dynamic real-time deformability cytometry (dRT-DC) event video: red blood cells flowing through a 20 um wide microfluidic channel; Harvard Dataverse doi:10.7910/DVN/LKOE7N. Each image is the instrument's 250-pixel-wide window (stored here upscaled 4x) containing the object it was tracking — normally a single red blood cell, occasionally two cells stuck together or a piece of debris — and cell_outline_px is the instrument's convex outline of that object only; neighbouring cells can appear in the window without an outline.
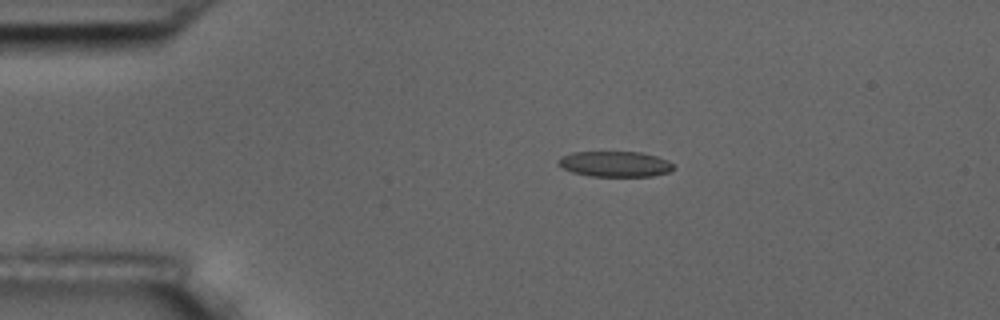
{"species": "common noctule bat (a hibernating species)", "species_latin": "Nyctalus noctula", "temperature_condition": "room temperature", "stored_images_in_passage": 15, "camera_frame_rate_fps": 3000, "um_per_image_px": 0.085, "animal": {"sex": "male", "body_mass_g": 17.5, "forearm_length_mm": 52.3}, "frame": {"image": 1, "passage_image": 3, "time_ms": 3.333, "image_size_px": [1000, 320], "cell_outline_px": [[672, 168], [668, 172], [652, 176], [588, 176], [572, 172], [556, 164], [556, 160], [560, 156], [572, 152], [640, 152], [656, 156], [668, 160], [672, 164]], "centroid_in_image_um": [52.21, 13.93], "position_along_channel_um": 32.8, "area_um2": 17.17}}
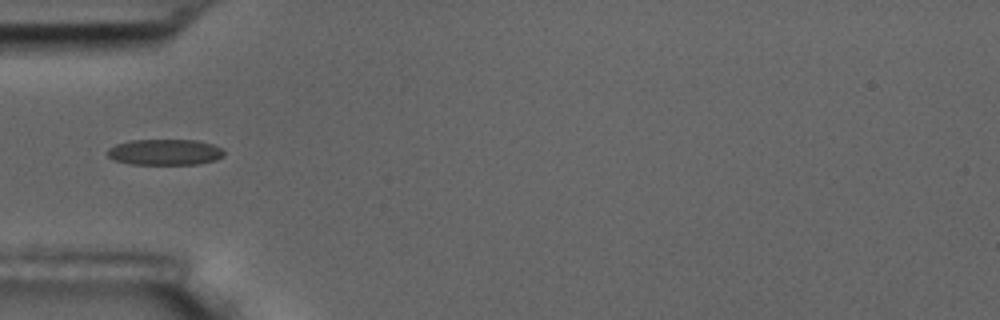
{"frame": {"image": 2, "passage_image": 5, "time_ms": 5.667, "image_size_px": [1000, 320], "cell_outline_px": [[224, 156], [216, 160], [196, 164], [132, 164], [116, 160], [108, 156], [108, 148], [116, 144], [132, 140], [196, 140], [212, 144], [220, 148], [224, 152]], "centroid_in_image_um": [14.03, 12.93], "position_along_channel_um": 71.0, "area_um2": 17.46}}
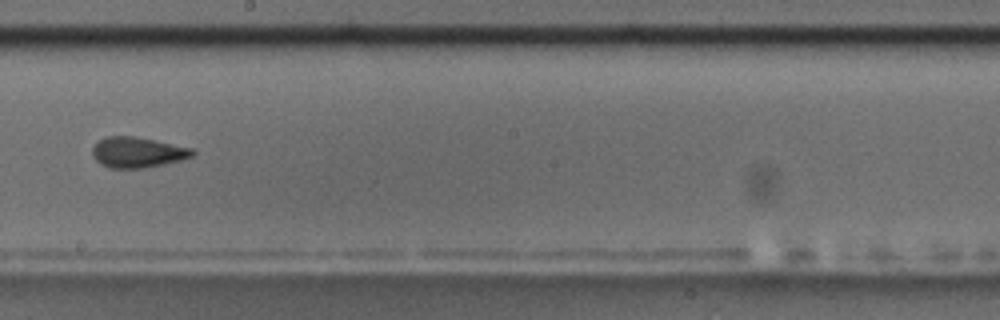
{"frame": {"image": 3, "passage_image": 9, "time_ms": 10.333, "image_size_px": [1000, 320], "cell_outline_px": [[196, 152], [192, 156], [180, 160], [164, 164], [144, 168], [108, 168], [100, 164], [92, 156], [92, 148], [104, 136], [136, 136], [192, 148]], "centroid_in_image_um": [11.67, 12.95], "position_along_channel_um": 236.5, "area_um2": 17.86}, "authors_computed_cell_mechanics": {"area_um2": 17.4556, "velocity_mm_per_s": 3.5483, "shape_relaxation_time_tau1_ms": 4.5512, "shape_relaxation_time_tau2_ms": null, "deformation_change_tau1": 0.1517, "deformation_change_tau2": null}}